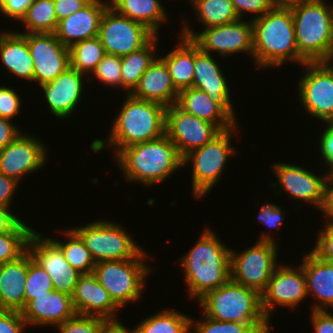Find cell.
Wrapping results in <instances>:
<instances>
[{"label": "cell", "mask_w": 333, "mask_h": 333, "mask_svg": "<svg viewBox=\"0 0 333 333\" xmlns=\"http://www.w3.org/2000/svg\"><path fill=\"white\" fill-rule=\"evenodd\" d=\"M119 113L113 119L106 142L92 141L90 149L100 152L106 147L115 149L116 156L123 148L155 140L165 134L166 107L126 94ZM107 143V145H106Z\"/></svg>", "instance_id": "1"}, {"label": "cell", "mask_w": 333, "mask_h": 333, "mask_svg": "<svg viewBox=\"0 0 333 333\" xmlns=\"http://www.w3.org/2000/svg\"><path fill=\"white\" fill-rule=\"evenodd\" d=\"M230 250L231 247L208 227L182 256L179 263L185 273L189 296L195 301L231 279Z\"/></svg>", "instance_id": "2"}, {"label": "cell", "mask_w": 333, "mask_h": 333, "mask_svg": "<svg viewBox=\"0 0 333 333\" xmlns=\"http://www.w3.org/2000/svg\"><path fill=\"white\" fill-rule=\"evenodd\" d=\"M253 25V63L258 68L299 65L306 61L299 55L291 7H272L264 15L251 19Z\"/></svg>", "instance_id": "3"}, {"label": "cell", "mask_w": 333, "mask_h": 333, "mask_svg": "<svg viewBox=\"0 0 333 333\" xmlns=\"http://www.w3.org/2000/svg\"><path fill=\"white\" fill-rule=\"evenodd\" d=\"M115 158L125 180L138 181L145 186L164 182L177 169L184 167L183 157L166 134L123 148Z\"/></svg>", "instance_id": "4"}, {"label": "cell", "mask_w": 333, "mask_h": 333, "mask_svg": "<svg viewBox=\"0 0 333 333\" xmlns=\"http://www.w3.org/2000/svg\"><path fill=\"white\" fill-rule=\"evenodd\" d=\"M299 55L306 62H333V9L325 0H300L291 7Z\"/></svg>", "instance_id": "5"}, {"label": "cell", "mask_w": 333, "mask_h": 333, "mask_svg": "<svg viewBox=\"0 0 333 333\" xmlns=\"http://www.w3.org/2000/svg\"><path fill=\"white\" fill-rule=\"evenodd\" d=\"M203 314L213 320L239 323H270L261 306V294L231 279L199 301Z\"/></svg>", "instance_id": "6"}, {"label": "cell", "mask_w": 333, "mask_h": 333, "mask_svg": "<svg viewBox=\"0 0 333 333\" xmlns=\"http://www.w3.org/2000/svg\"><path fill=\"white\" fill-rule=\"evenodd\" d=\"M147 253L142 250L132 259L95 263L93 274L120 308L136 303L143 294L145 279L152 272L145 261L149 258Z\"/></svg>", "instance_id": "7"}, {"label": "cell", "mask_w": 333, "mask_h": 333, "mask_svg": "<svg viewBox=\"0 0 333 333\" xmlns=\"http://www.w3.org/2000/svg\"><path fill=\"white\" fill-rule=\"evenodd\" d=\"M238 124L221 131L216 137L204 146L191 151L183 158L184 166H192V194L197 199L205 197L221 179L223 170L230 156L238 154L231 144V139L238 136ZM238 131V132H237ZM192 162V163H191Z\"/></svg>", "instance_id": "8"}, {"label": "cell", "mask_w": 333, "mask_h": 333, "mask_svg": "<svg viewBox=\"0 0 333 333\" xmlns=\"http://www.w3.org/2000/svg\"><path fill=\"white\" fill-rule=\"evenodd\" d=\"M265 233L259 236L254 245L240 253L230 250L231 280L260 294L279 265L276 240L269 232Z\"/></svg>", "instance_id": "9"}, {"label": "cell", "mask_w": 333, "mask_h": 333, "mask_svg": "<svg viewBox=\"0 0 333 333\" xmlns=\"http://www.w3.org/2000/svg\"><path fill=\"white\" fill-rule=\"evenodd\" d=\"M72 229L81 237L95 263L132 259L143 250L123 226L110 220H95Z\"/></svg>", "instance_id": "10"}, {"label": "cell", "mask_w": 333, "mask_h": 333, "mask_svg": "<svg viewBox=\"0 0 333 333\" xmlns=\"http://www.w3.org/2000/svg\"><path fill=\"white\" fill-rule=\"evenodd\" d=\"M182 31L179 35L192 39L205 53H217L227 56L246 52L253 57V25L251 20L237 21L202 29L194 32L187 22L182 21Z\"/></svg>", "instance_id": "11"}, {"label": "cell", "mask_w": 333, "mask_h": 333, "mask_svg": "<svg viewBox=\"0 0 333 333\" xmlns=\"http://www.w3.org/2000/svg\"><path fill=\"white\" fill-rule=\"evenodd\" d=\"M305 73L298 80V101L305 112L326 124H333V64L305 62Z\"/></svg>", "instance_id": "12"}, {"label": "cell", "mask_w": 333, "mask_h": 333, "mask_svg": "<svg viewBox=\"0 0 333 333\" xmlns=\"http://www.w3.org/2000/svg\"><path fill=\"white\" fill-rule=\"evenodd\" d=\"M156 35L141 23L108 6L102 14L98 37L106 54L119 57L145 47Z\"/></svg>", "instance_id": "13"}, {"label": "cell", "mask_w": 333, "mask_h": 333, "mask_svg": "<svg viewBox=\"0 0 333 333\" xmlns=\"http://www.w3.org/2000/svg\"><path fill=\"white\" fill-rule=\"evenodd\" d=\"M278 183L270 186L275 190L280 186L293 200L303 201L314 205L320 213L325 204L326 185L329 173L316 175L313 171L291 163H275L271 165ZM280 184V185H278Z\"/></svg>", "instance_id": "14"}, {"label": "cell", "mask_w": 333, "mask_h": 333, "mask_svg": "<svg viewBox=\"0 0 333 333\" xmlns=\"http://www.w3.org/2000/svg\"><path fill=\"white\" fill-rule=\"evenodd\" d=\"M307 296L306 278L302 266L292 267L279 263L266 289L261 293L263 313L270 321L271 313L276 306L296 309Z\"/></svg>", "instance_id": "15"}, {"label": "cell", "mask_w": 333, "mask_h": 333, "mask_svg": "<svg viewBox=\"0 0 333 333\" xmlns=\"http://www.w3.org/2000/svg\"><path fill=\"white\" fill-rule=\"evenodd\" d=\"M220 132L214 124L184 112L176 104L166 108L165 134L177 146L183 158L210 142Z\"/></svg>", "instance_id": "16"}, {"label": "cell", "mask_w": 333, "mask_h": 333, "mask_svg": "<svg viewBox=\"0 0 333 333\" xmlns=\"http://www.w3.org/2000/svg\"><path fill=\"white\" fill-rule=\"evenodd\" d=\"M28 251L51 277L54 290L72 296L82 273L66 261L63 252L51 237L34 231L29 238Z\"/></svg>", "instance_id": "17"}, {"label": "cell", "mask_w": 333, "mask_h": 333, "mask_svg": "<svg viewBox=\"0 0 333 333\" xmlns=\"http://www.w3.org/2000/svg\"><path fill=\"white\" fill-rule=\"evenodd\" d=\"M27 44L34 63L33 82H52L70 66L69 48L55 33H27Z\"/></svg>", "instance_id": "18"}, {"label": "cell", "mask_w": 333, "mask_h": 333, "mask_svg": "<svg viewBox=\"0 0 333 333\" xmlns=\"http://www.w3.org/2000/svg\"><path fill=\"white\" fill-rule=\"evenodd\" d=\"M43 143L33 135L20 134L0 151V172L21 182L22 177L41 169L48 159Z\"/></svg>", "instance_id": "19"}, {"label": "cell", "mask_w": 333, "mask_h": 333, "mask_svg": "<svg viewBox=\"0 0 333 333\" xmlns=\"http://www.w3.org/2000/svg\"><path fill=\"white\" fill-rule=\"evenodd\" d=\"M218 61L203 52L194 42V79L192 87L200 89L217 103L236 123V113L230 96V85Z\"/></svg>", "instance_id": "20"}, {"label": "cell", "mask_w": 333, "mask_h": 333, "mask_svg": "<svg viewBox=\"0 0 333 333\" xmlns=\"http://www.w3.org/2000/svg\"><path fill=\"white\" fill-rule=\"evenodd\" d=\"M85 74L68 67L52 82L41 85L49 111L56 118H68L79 106L84 91Z\"/></svg>", "instance_id": "21"}, {"label": "cell", "mask_w": 333, "mask_h": 333, "mask_svg": "<svg viewBox=\"0 0 333 333\" xmlns=\"http://www.w3.org/2000/svg\"><path fill=\"white\" fill-rule=\"evenodd\" d=\"M72 304L77 315L98 316L108 322L120 321L117 316L121 308L113 301L107 290L93 274H82L77 280Z\"/></svg>", "instance_id": "22"}, {"label": "cell", "mask_w": 333, "mask_h": 333, "mask_svg": "<svg viewBox=\"0 0 333 333\" xmlns=\"http://www.w3.org/2000/svg\"><path fill=\"white\" fill-rule=\"evenodd\" d=\"M108 6L109 0H91L82 9L58 21L55 36L68 48L79 41L97 37L102 14Z\"/></svg>", "instance_id": "23"}, {"label": "cell", "mask_w": 333, "mask_h": 333, "mask_svg": "<svg viewBox=\"0 0 333 333\" xmlns=\"http://www.w3.org/2000/svg\"><path fill=\"white\" fill-rule=\"evenodd\" d=\"M27 326H57L76 315L72 297L56 290L36 296L21 311Z\"/></svg>", "instance_id": "24"}, {"label": "cell", "mask_w": 333, "mask_h": 333, "mask_svg": "<svg viewBox=\"0 0 333 333\" xmlns=\"http://www.w3.org/2000/svg\"><path fill=\"white\" fill-rule=\"evenodd\" d=\"M178 93L166 63L158 56L130 94L135 98L156 102L167 108L176 104Z\"/></svg>", "instance_id": "25"}, {"label": "cell", "mask_w": 333, "mask_h": 333, "mask_svg": "<svg viewBox=\"0 0 333 333\" xmlns=\"http://www.w3.org/2000/svg\"><path fill=\"white\" fill-rule=\"evenodd\" d=\"M308 295L316 298L312 310L333 311V263L320 259L310 250L302 256ZM318 303H317V302Z\"/></svg>", "instance_id": "26"}, {"label": "cell", "mask_w": 333, "mask_h": 333, "mask_svg": "<svg viewBox=\"0 0 333 333\" xmlns=\"http://www.w3.org/2000/svg\"><path fill=\"white\" fill-rule=\"evenodd\" d=\"M28 250L18 259L0 265V309L22 311L25 308V282Z\"/></svg>", "instance_id": "27"}, {"label": "cell", "mask_w": 333, "mask_h": 333, "mask_svg": "<svg viewBox=\"0 0 333 333\" xmlns=\"http://www.w3.org/2000/svg\"><path fill=\"white\" fill-rule=\"evenodd\" d=\"M176 105L184 112L214 124L220 131L237 124L207 93L194 87L179 91Z\"/></svg>", "instance_id": "28"}, {"label": "cell", "mask_w": 333, "mask_h": 333, "mask_svg": "<svg viewBox=\"0 0 333 333\" xmlns=\"http://www.w3.org/2000/svg\"><path fill=\"white\" fill-rule=\"evenodd\" d=\"M0 56L7 71L17 78L33 82L34 63L27 44V33L1 32Z\"/></svg>", "instance_id": "29"}, {"label": "cell", "mask_w": 333, "mask_h": 333, "mask_svg": "<svg viewBox=\"0 0 333 333\" xmlns=\"http://www.w3.org/2000/svg\"><path fill=\"white\" fill-rule=\"evenodd\" d=\"M109 6L118 14L146 26L156 36H159L162 24L168 20L160 0H109Z\"/></svg>", "instance_id": "30"}, {"label": "cell", "mask_w": 333, "mask_h": 333, "mask_svg": "<svg viewBox=\"0 0 333 333\" xmlns=\"http://www.w3.org/2000/svg\"><path fill=\"white\" fill-rule=\"evenodd\" d=\"M177 47L165 57L160 58L166 63L172 82L178 91L192 87L194 79V41L182 35Z\"/></svg>", "instance_id": "31"}, {"label": "cell", "mask_w": 333, "mask_h": 333, "mask_svg": "<svg viewBox=\"0 0 333 333\" xmlns=\"http://www.w3.org/2000/svg\"><path fill=\"white\" fill-rule=\"evenodd\" d=\"M157 42L158 36H155L142 49L121 57L122 89L126 91V94H130L134 90L142 75L157 58L155 52Z\"/></svg>", "instance_id": "32"}, {"label": "cell", "mask_w": 333, "mask_h": 333, "mask_svg": "<svg viewBox=\"0 0 333 333\" xmlns=\"http://www.w3.org/2000/svg\"><path fill=\"white\" fill-rule=\"evenodd\" d=\"M191 318L172 309H165L143 319L134 333H191Z\"/></svg>", "instance_id": "33"}, {"label": "cell", "mask_w": 333, "mask_h": 333, "mask_svg": "<svg viewBox=\"0 0 333 333\" xmlns=\"http://www.w3.org/2000/svg\"><path fill=\"white\" fill-rule=\"evenodd\" d=\"M196 19L205 28L225 25L240 19L231 0H191Z\"/></svg>", "instance_id": "34"}, {"label": "cell", "mask_w": 333, "mask_h": 333, "mask_svg": "<svg viewBox=\"0 0 333 333\" xmlns=\"http://www.w3.org/2000/svg\"><path fill=\"white\" fill-rule=\"evenodd\" d=\"M105 54L98 36L79 41L69 47L70 67L89 77Z\"/></svg>", "instance_id": "35"}, {"label": "cell", "mask_w": 333, "mask_h": 333, "mask_svg": "<svg viewBox=\"0 0 333 333\" xmlns=\"http://www.w3.org/2000/svg\"><path fill=\"white\" fill-rule=\"evenodd\" d=\"M67 240L51 238L63 252L66 261L82 274L93 273L95 262L81 237L71 228L61 232Z\"/></svg>", "instance_id": "36"}, {"label": "cell", "mask_w": 333, "mask_h": 333, "mask_svg": "<svg viewBox=\"0 0 333 333\" xmlns=\"http://www.w3.org/2000/svg\"><path fill=\"white\" fill-rule=\"evenodd\" d=\"M21 22L26 32L18 33H55L58 20L53 0L33 1Z\"/></svg>", "instance_id": "37"}, {"label": "cell", "mask_w": 333, "mask_h": 333, "mask_svg": "<svg viewBox=\"0 0 333 333\" xmlns=\"http://www.w3.org/2000/svg\"><path fill=\"white\" fill-rule=\"evenodd\" d=\"M203 317V318H202ZM200 321L191 318L194 333H271L270 323H239L213 320L202 315Z\"/></svg>", "instance_id": "38"}, {"label": "cell", "mask_w": 333, "mask_h": 333, "mask_svg": "<svg viewBox=\"0 0 333 333\" xmlns=\"http://www.w3.org/2000/svg\"><path fill=\"white\" fill-rule=\"evenodd\" d=\"M35 230L21 222L12 232L0 234V265L14 261L28 250V242Z\"/></svg>", "instance_id": "39"}, {"label": "cell", "mask_w": 333, "mask_h": 333, "mask_svg": "<svg viewBox=\"0 0 333 333\" xmlns=\"http://www.w3.org/2000/svg\"><path fill=\"white\" fill-rule=\"evenodd\" d=\"M54 290L51 277L28 251V273L25 282V306L36 296Z\"/></svg>", "instance_id": "40"}, {"label": "cell", "mask_w": 333, "mask_h": 333, "mask_svg": "<svg viewBox=\"0 0 333 333\" xmlns=\"http://www.w3.org/2000/svg\"><path fill=\"white\" fill-rule=\"evenodd\" d=\"M90 77L98 79L99 82H102L104 85L106 84V86L110 85L111 87L117 86L122 88L121 57L105 54L88 78Z\"/></svg>", "instance_id": "41"}, {"label": "cell", "mask_w": 333, "mask_h": 333, "mask_svg": "<svg viewBox=\"0 0 333 333\" xmlns=\"http://www.w3.org/2000/svg\"><path fill=\"white\" fill-rule=\"evenodd\" d=\"M108 323L104 318L98 316L75 315L57 325L59 333H100L103 327Z\"/></svg>", "instance_id": "42"}, {"label": "cell", "mask_w": 333, "mask_h": 333, "mask_svg": "<svg viewBox=\"0 0 333 333\" xmlns=\"http://www.w3.org/2000/svg\"><path fill=\"white\" fill-rule=\"evenodd\" d=\"M21 109V98L19 93L7 85L0 87V117L12 120Z\"/></svg>", "instance_id": "43"}, {"label": "cell", "mask_w": 333, "mask_h": 333, "mask_svg": "<svg viewBox=\"0 0 333 333\" xmlns=\"http://www.w3.org/2000/svg\"><path fill=\"white\" fill-rule=\"evenodd\" d=\"M285 210H282L281 206L279 207L275 203L264 202L257 214V220L261 224L268 226L269 230L278 229L283 224V221L285 220V213L283 212Z\"/></svg>", "instance_id": "44"}, {"label": "cell", "mask_w": 333, "mask_h": 333, "mask_svg": "<svg viewBox=\"0 0 333 333\" xmlns=\"http://www.w3.org/2000/svg\"><path fill=\"white\" fill-rule=\"evenodd\" d=\"M318 233L312 251L320 259L333 263V226L326 224Z\"/></svg>", "instance_id": "45"}, {"label": "cell", "mask_w": 333, "mask_h": 333, "mask_svg": "<svg viewBox=\"0 0 333 333\" xmlns=\"http://www.w3.org/2000/svg\"><path fill=\"white\" fill-rule=\"evenodd\" d=\"M26 327L22 312L0 309V333H25Z\"/></svg>", "instance_id": "46"}, {"label": "cell", "mask_w": 333, "mask_h": 333, "mask_svg": "<svg viewBox=\"0 0 333 333\" xmlns=\"http://www.w3.org/2000/svg\"><path fill=\"white\" fill-rule=\"evenodd\" d=\"M236 13L240 19H243L245 13L254 14L258 18L264 15L272 8L268 0H231ZM257 14V15H256Z\"/></svg>", "instance_id": "47"}, {"label": "cell", "mask_w": 333, "mask_h": 333, "mask_svg": "<svg viewBox=\"0 0 333 333\" xmlns=\"http://www.w3.org/2000/svg\"><path fill=\"white\" fill-rule=\"evenodd\" d=\"M32 2V0H0V13L12 21H21Z\"/></svg>", "instance_id": "48"}, {"label": "cell", "mask_w": 333, "mask_h": 333, "mask_svg": "<svg viewBox=\"0 0 333 333\" xmlns=\"http://www.w3.org/2000/svg\"><path fill=\"white\" fill-rule=\"evenodd\" d=\"M320 137L318 145L321 158L328 166L327 172L333 173V124H327Z\"/></svg>", "instance_id": "49"}, {"label": "cell", "mask_w": 333, "mask_h": 333, "mask_svg": "<svg viewBox=\"0 0 333 333\" xmlns=\"http://www.w3.org/2000/svg\"><path fill=\"white\" fill-rule=\"evenodd\" d=\"M314 333H333V313L330 310H311Z\"/></svg>", "instance_id": "50"}, {"label": "cell", "mask_w": 333, "mask_h": 333, "mask_svg": "<svg viewBox=\"0 0 333 333\" xmlns=\"http://www.w3.org/2000/svg\"><path fill=\"white\" fill-rule=\"evenodd\" d=\"M91 0H53L57 20L60 21L86 6Z\"/></svg>", "instance_id": "51"}, {"label": "cell", "mask_w": 333, "mask_h": 333, "mask_svg": "<svg viewBox=\"0 0 333 333\" xmlns=\"http://www.w3.org/2000/svg\"><path fill=\"white\" fill-rule=\"evenodd\" d=\"M19 183L16 179L0 172V205L12 208L11 202Z\"/></svg>", "instance_id": "52"}, {"label": "cell", "mask_w": 333, "mask_h": 333, "mask_svg": "<svg viewBox=\"0 0 333 333\" xmlns=\"http://www.w3.org/2000/svg\"><path fill=\"white\" fill-rule=\"evenodd\" d=\"M22 133L12 120L0 117V151Z\"/></svg>", "instance_id": "53"}, {"label": "cell", "mask_w": 333, "mask_h": 333, "mask_svg": "<svg viewBox=\"0 0 333 333\" xmlns=\"http://www.w3.org/2000/svg\"><path fill=\"white\" fill-rule=\"evenodd\" d=\"M10 207L0 205V234L12 232L22 221Z\"/></svg>", "instance_id": "54"}, {"label": "cell", "mask_w": 333, "mask_h": 333, "mask_svg": "<svg viewBox=\"0 0 333 333\" xmlns=\"http://www.w3.org/2000/svg\"><path fill=\"white\" fill-rule=\"evenodd\" d=\"M321 212L328 220L326 224L333 226V173H329L326 185L325 204Z\"/></svg>", "instance_id": "55"}, {"label": "cell", "mask_w": 333, "mask_h": 333, "mask_svg": "<svg viewBox=\"0 0 333 333\" xmlns=\"http://www.w3.org/2000/svg\"><path fill=\"white\" fill-rule=\"evenodd\" d=\"M100 333H134L133 330H129L125 327L121 321L108 322Z\"/></svg>", "instance_id": "56"}, {"label": "cell", "mask_w": 333, "mask_h": 333, "mask_svg": "<svg viewBox=\"0 0 333 333\" xmlns=\"http://www.w3.org/2000/svg\"><path fill=\"white\" fill-rule=\"evenodd\" d=\"M300 0H268L272 7H292Z\"/></svg>", "instance_id": "57"}]
</instances>
